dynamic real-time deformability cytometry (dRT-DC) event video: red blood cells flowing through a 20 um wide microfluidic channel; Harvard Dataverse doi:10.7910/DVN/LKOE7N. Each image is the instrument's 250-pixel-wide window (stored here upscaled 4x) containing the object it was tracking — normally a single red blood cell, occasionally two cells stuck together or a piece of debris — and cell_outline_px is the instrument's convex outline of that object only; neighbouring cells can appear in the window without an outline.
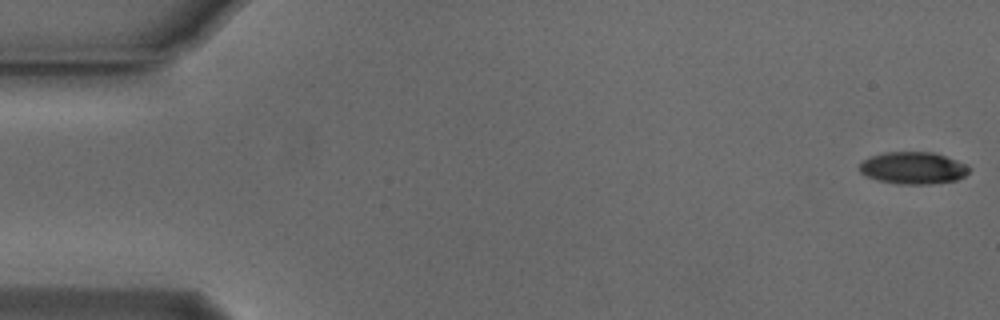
{"species": "Egyptian fruit bat (a non-hibernating species)", "species_latin": "Rousettus aegyptiacus", "temperature_condition": "cold", "stored_images_in_passage": 54, "camera_frame_rate_fps": 3000, "um_per_image_px": 0.085, "animal": {"sex": "male"}, "frame": {"image": 1, "passage_image": 1, "time_ms": 0.0, "image_size_px": [1000, 320], "cell_outline_px": [[972, 168], [964, 176], [956, 180], [932, 184], [896, 184], [876, 180], [860, 172], [860, 164], [864, 160], [872, 156], [884, 152], [932, 152], [956, 160]], "centroid_in_image_um": [77.62, 14.29], "position_along_channel_um": 7.4, "area_um2": 20.4}}
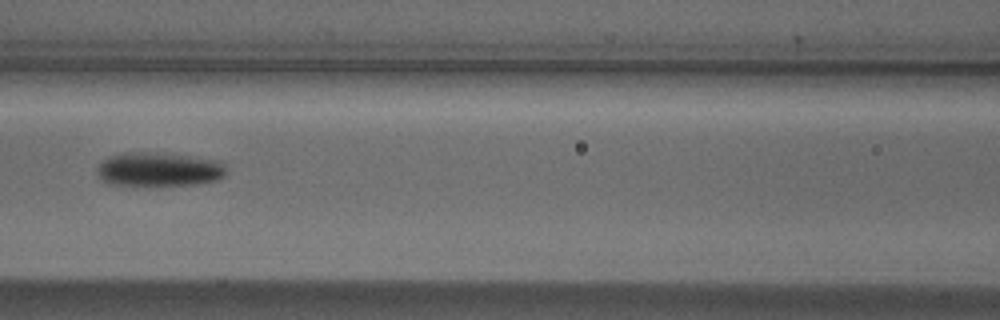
{"frame": {"image": 2, "passage_image": 24, "time_ms": 7.667, "image_size_px": [1000, 320], "cell_outline_px": [[224, 176], [216, 180], [192, 184], [108, 184], [96, 172], [96, 168], [108, 156], [124, 152], [148, 152], [188, 156], [216, 160], [224, 164]], "centroid_in_image_um": [13.46, 14.37], "position_along_channel_um": 153.1, "area_um2": 24.91}}
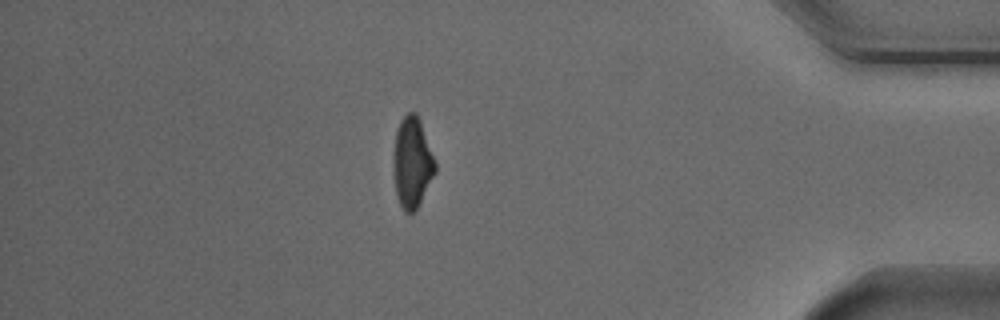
{"frame": {"image": 3, "passage_image": 47, "time_ms": 15.333, "image_size_px": [1000, 320], "cell_outline_px": [[436, 172], [416, 208], [412, 212], [404, 212], [400, 204], [396, 192], [392, 172], [392, 156], [396, 132], [400, 120], [408, 112], [416, 112], [420, 120], [436, 164]], "centroid_in_image_um": [35.0, 13.79], "position_along_channel_um": 400.2, "area_um2": 22.02}, "authors_computed_cell_mechanics": {"area_um2": 22.5131, "velocity_mm_per_s": 3.7709, "shape_relaxation_time_tau1_ms": 2.4507, "shape_relaxation_time_tau2_ms": 5.7777, "deformation_change_tau1": 0.1372, "deformation_change_tau2": 0.133}}